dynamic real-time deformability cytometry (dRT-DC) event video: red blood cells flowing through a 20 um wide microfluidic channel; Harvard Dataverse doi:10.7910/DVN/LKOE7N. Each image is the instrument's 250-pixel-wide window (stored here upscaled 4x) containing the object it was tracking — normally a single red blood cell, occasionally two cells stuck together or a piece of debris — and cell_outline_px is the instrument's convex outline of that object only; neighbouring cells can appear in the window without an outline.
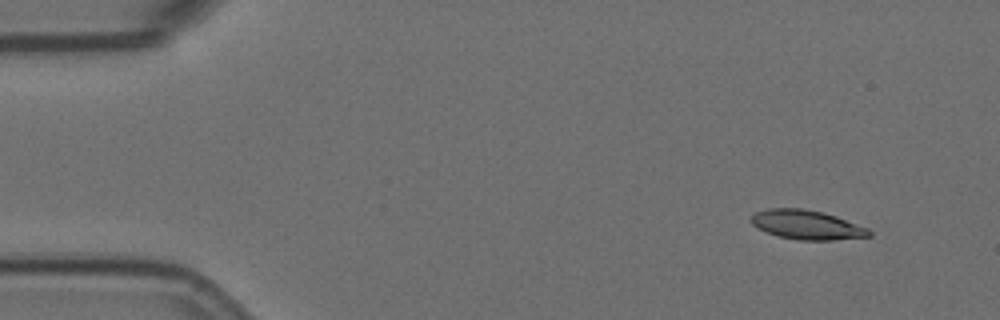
{"species": "Egyptian fruit bat (a non-hibernating species)", "species_latin": "Rousettus aegyptiacus", "temperature_condition": "room temperature", "stored_images_in_passage": 53, "camera_frame_rate_fps": 3000, "um_per_image_px": 0.085, "animal": {"sex": "female"}, "frame": {"image": 1, "passage_image": 1, "time_ms": 0.0, "image_size_px": [1000, 320], "cell_outline_px": [[872, 236], [832, 240], [796, 240], [780, 236], [756, 228], [752, 224], [752, 216], [756, 212], [768, 208], [804, 208], [824, 212], [836, 216], [868, 228], [872, 232]], "centroid_in_image_um": [68.6, 19.1], "position_along_channel_um": 16.4, "area_um2": 20.11}}
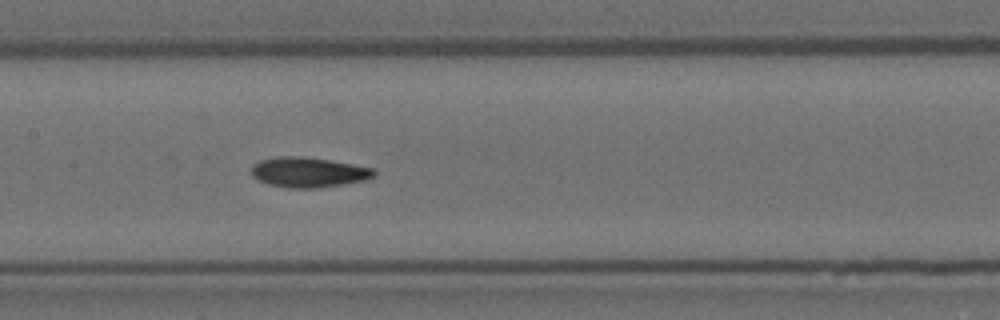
{"frame": {"image": 2, "passage_image": 23, "time_ms": 7.333, "image_size_px": [1000, 320], "cell_outline_px": [[376, 176], [364, 180], [344, 184], [320, 188], [288, 188], [268, 184], [252, 176], [252, 164], [260, 160], [280, 156], [300, 156], [328, 160], [352, 164], [372, 168], [376, 172]], "centroid_in_image_um": [26.21, 14.65], "position_along_channel_um": 181.2, "area_um2": 21.44}}
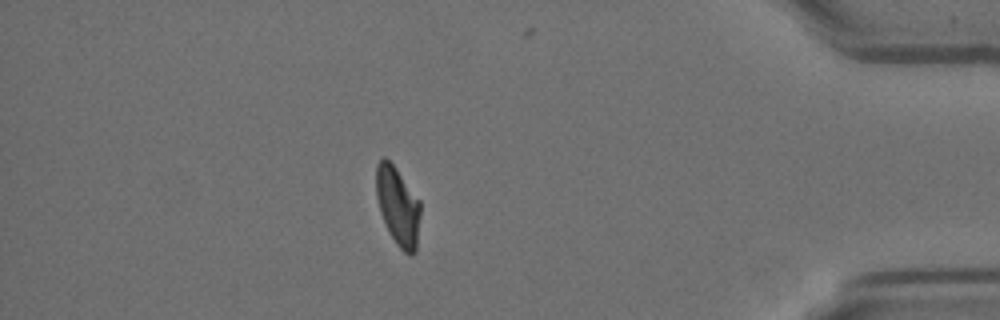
{"frame": {"image": 3, "passage_image": 45, "time_ms": 14.667, "image_size_px": [1000, 320], "cell_outline_px": [[420, 212], [416, 252], [412, 256], [408, 256], [396, 244], [388, 232], [380, 212], [376, 196], [376, 164], [384, 156], [396, 168], [420, 200]], "centroid_in_image_um": [33.82, 17.55], "position_along_channel_um": 401.4, "area_um2": 20.4}, "authors_computed_cell_mechanics": {"area_um2": 20.8658, "velocity_mm_per_s": 3.6021, "shape_relaxation_time_tau1_ms": null, "shape_relaxation_time_tau2_ms": 4.4175, "deformation_change_tau1": null, "deformation_change_tau2": 0.0999}}